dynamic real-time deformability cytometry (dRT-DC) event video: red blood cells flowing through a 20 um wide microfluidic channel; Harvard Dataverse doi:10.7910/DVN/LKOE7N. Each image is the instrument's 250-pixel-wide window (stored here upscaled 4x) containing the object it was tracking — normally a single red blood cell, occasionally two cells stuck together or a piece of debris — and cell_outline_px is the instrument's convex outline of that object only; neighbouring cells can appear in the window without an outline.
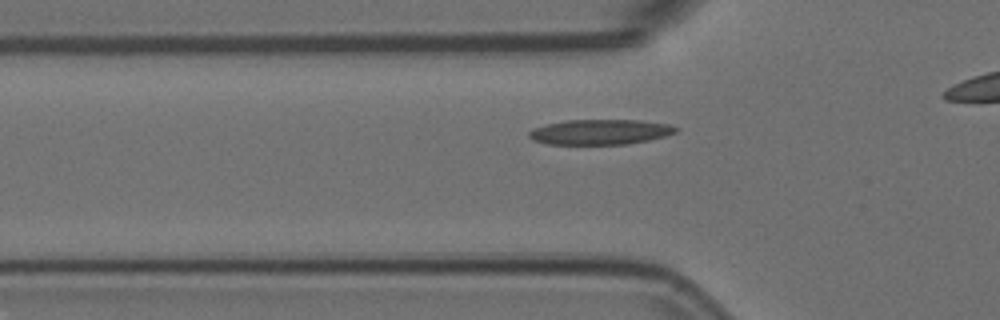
{"species": "Egyptian fruit bat (a non-hibernating species)", "species_latin": "Rousettus aegyptiacus", "temperature_condition": "room temperature", "stored_images_in_passage": 38, "camera_frame_rate_fps": 3000, "um_per_image_px": 0.085, "animal": {"sex": "female"}, "frame": {"image": 1, "passage_image": 11, "time_ms": 3.333, "image_size_px": [1000, 320], "cell_outline_px": [[680, 128], [676, 132], [664, 136], [648, 140], [628, 144], [548, 144], [532, 140], [528, 136], [528, 132], [532, 128], [548, 124], [568, 120], [640, 120], [668, 124]], "centroid_in_image_um": [51.0, 11.22], "position_along_channel_um": 74.8, "area_um2": 21.5}}
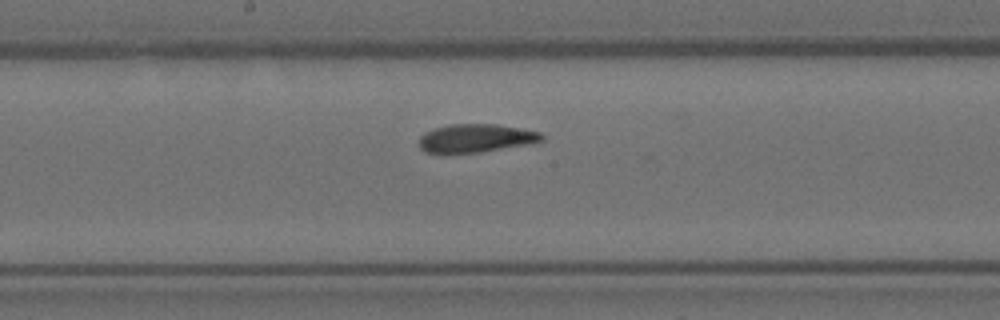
{"frame": {"image": 2, "passage_image": 22, "time_ms": 7.0, "image_size_px": [1000, 320], "cell_outline_px": [[544, 140], [528, 144], [480, 152], [424, 152], [420, 148], [420, 136], [424, 132], [432, 128], [448, 124], [496, 124], [520, 128], [540, 132], [544, 136]], "centroid_in_image_um": [40.44, 11.73], "position_along_channel_um": 207.8, "area_um2": 20.11}}
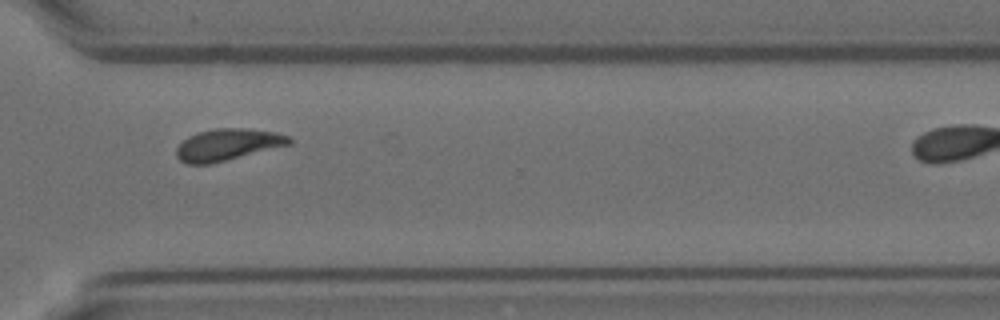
{"frame": {"image": 3, "passage_image": 34, "time_ms": 11.0, "image_size_px": [1000, 320], "cell_outline_px": [[292, 144], [208, 164], [188, 164], [180, 160], [176, 156], [176, 148], [188, 136], [196, 132], [216, 128], [248, 128], [276, 132], [288, 136], [292, 140]], "centroid_in_image_um": [19.34, 12.28], "position_along_channel_um": 351.3, "area_um2": 20.75}}